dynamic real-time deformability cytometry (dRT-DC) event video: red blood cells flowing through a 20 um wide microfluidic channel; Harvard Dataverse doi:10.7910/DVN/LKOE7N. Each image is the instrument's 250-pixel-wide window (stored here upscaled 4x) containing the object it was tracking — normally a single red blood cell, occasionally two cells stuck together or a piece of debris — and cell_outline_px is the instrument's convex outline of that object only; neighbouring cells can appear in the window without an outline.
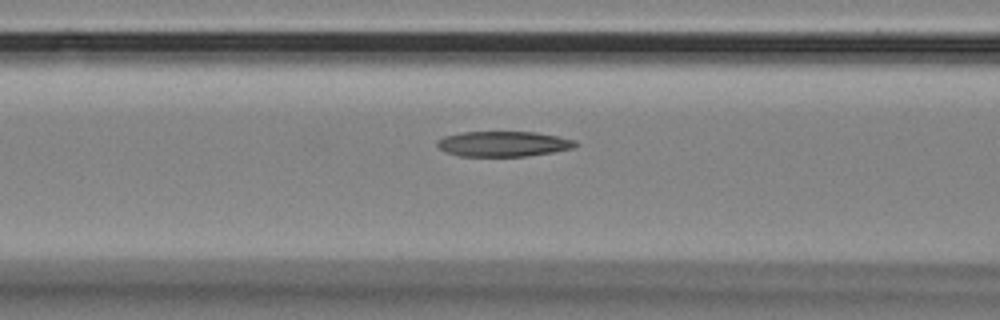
{"species": "Egyptian fruit bat (a non-hibernating species)", "species_latin": "Rousettus aegyptiacus", "temperature_condition": "room temperature", "stored_images_in_passage": 13, "camera_frame_rate_fps": 3000, "um_per_image_px": 0.085, "animal": {"sex": "female"}, "frame": {"image": 1, "passage_image": 11, "time_ms": 3.333, "image_size_px": [1000, 320], "cell_outline_px": [[580, 144], [572, 148], [552, 152], [524, 156], [460, 156], [444, 152], [436, 144], [436, 140], [444, 136], [464, 132], [536, 132], [560, 136], [576, 140]], "centroid_in_image_um": [42.79, 12.22], "position_along_channel_um": 123.8, "area_um2": 20.46}}